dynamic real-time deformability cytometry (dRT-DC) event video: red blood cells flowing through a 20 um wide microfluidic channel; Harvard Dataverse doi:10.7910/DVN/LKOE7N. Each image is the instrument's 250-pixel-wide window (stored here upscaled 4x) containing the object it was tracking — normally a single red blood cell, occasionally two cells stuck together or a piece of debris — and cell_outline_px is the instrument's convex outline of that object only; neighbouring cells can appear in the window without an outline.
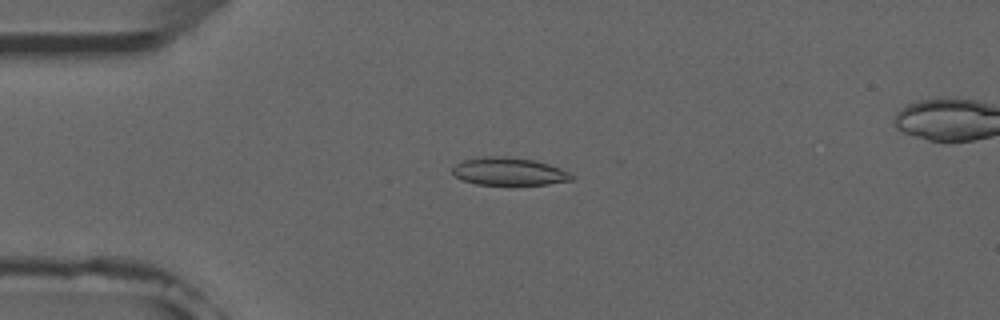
{"species": "common noctule bat (a hibernating species)", "species_latin": "Nyctalus noctula", "temperature_condition": "room temperature", "stored_images_in_passage": 53, "camera_frame_rate_fps": 3000, "um_per_image_px": 0.085, "animal": {"sex": "male", "forearm_length_mm": 52.5}, "frame": {"image": 1, "passage_image": 13, "time_ms": 4.0, "image_size_px": [1000, 320], "cell_outline_px": [[576, 176], [572, 180], [548, 184], [476, 184], [460, 180], [452, 172], [452, 168], [456, 164], [464, 160], [484, 156], [496, 156], [532, 160], [548, 164], [572, 172]], "centroid_in_image_um": [43.28, 14.58], "position_along_channel_um": 41.7, "area_um2": 19.13}}
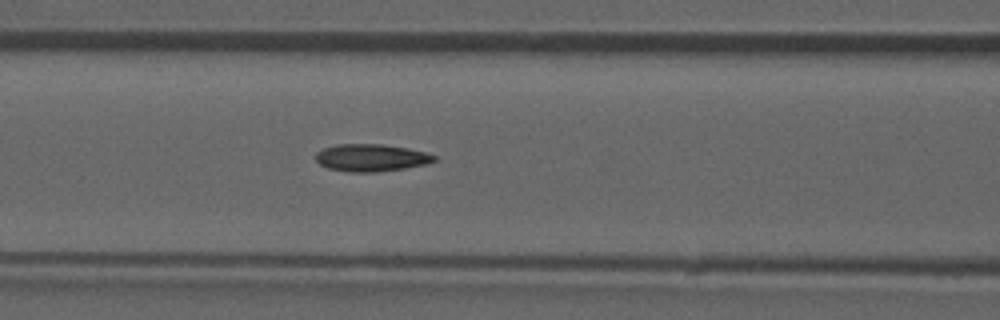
{"frame": {"image": 2, "passage_image": 22, "time_ms": 7.0, "image_size_px": [1000, 320], "cell_outline_px": [[436, 160], [428, 164], [404, 168], [376, 172], [348, 172], [328, 168], [320, 164], [316, 160], [316, 152], [324, 148], [336, 144], [384, 144], [408, 148], [424, 152], [436, 156]], "centroid_in_image_um": [31.55, 13.4], "position_along_channel_um": 135.1, "area_um2": 18.9}}
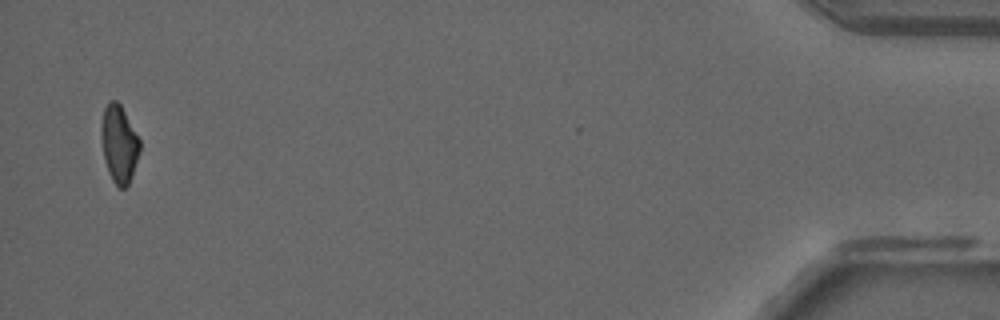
{"frame": {"image": 3, "passage_image": 51, "time_ms": 16.667, "image_size_px": [1000, 320], "cell_outline_px": [[140, 152], [128, 184], [124, 188], [120, 188], [112, 180], [108, 172], [104, 160], [100, 132], [100, 128], [104, 108], [108, 100], [116, 100], [120, 104], [140, 140]], "centroid_in_image_um": [10.1, 12.21], "position_along_channel_um": 425.1, "area_um2": 17.34}, "authors_computed_cell_mechanics": {"area_um2": 18.6116, "velocity_mm_per_s": 3.9244, "shape_relaxation_time_tau1_ms": null, "shape_relaxation_time_tau2_ms": 4.5386, "deformation_change_tau1": null, "deformation_change_tau2": 0.1238}}